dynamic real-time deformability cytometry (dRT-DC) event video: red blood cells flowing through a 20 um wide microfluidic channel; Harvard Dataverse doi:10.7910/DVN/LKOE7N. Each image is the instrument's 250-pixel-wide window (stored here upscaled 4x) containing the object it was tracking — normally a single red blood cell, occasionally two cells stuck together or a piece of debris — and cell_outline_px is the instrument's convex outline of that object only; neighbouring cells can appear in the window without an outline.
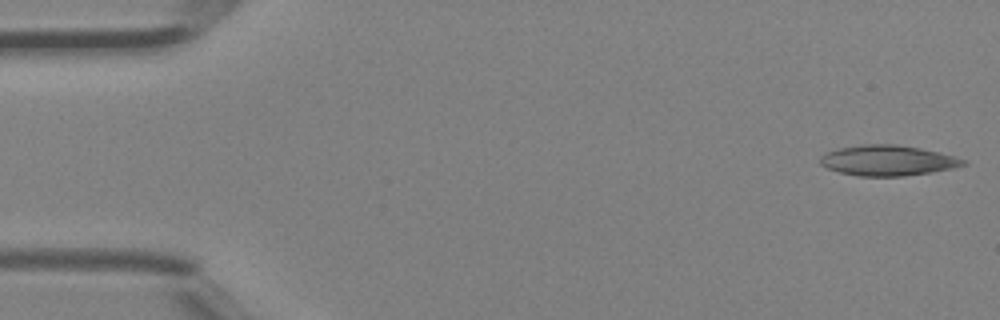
{"species": "Egyptian fruit bat (a non-hibernating species)", "species_latin": "Rousettus aegyptiacus", "temperature_condition": "room temperature", "stored_images_in_passage": 45, "camera_frame_rate_fps": 3000, "um_per_image_px": 0.085, "animal": {"sex": "female"}, "frame": {"image": 1, "passage_image": 1, "time_ms": 0.0, "image_size_px": [1000, 320], "cell_outline_px": [[968, 164], [952, 168], [932, 172], [904, 176], [856, 176], [840, 172], [828, 168], [820, 164], [820, 156], [824, 152], [840, 148], [860, 144], [896, 144], [920, 148], [940, 152], [968, 160]], "centroid_in_image_um": [75.47, 13.63], "position_along_channel_um": 9.5, "area_um2": 25.55}}
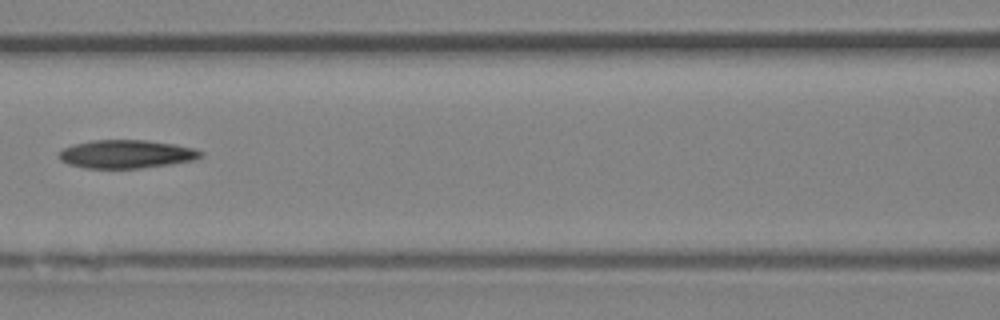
{"frame": {"image": 2, "passage_image": 20, "time_ms": 6.333, "image_size_px": [1000, 320], "cell_outline_px": [[204, 156], [196, 160], [140, 168], [84, 168], [68, 164], [60, 160], [56, 156], [64, 148], [72, 144], [92, 140], [144, 140], [176, 144], [192, 148], [204, 152]], "centroid_in_image_um": [10.73, 13.09], "position_along_channel_um": 155.9, "area_um2": 23.52}}
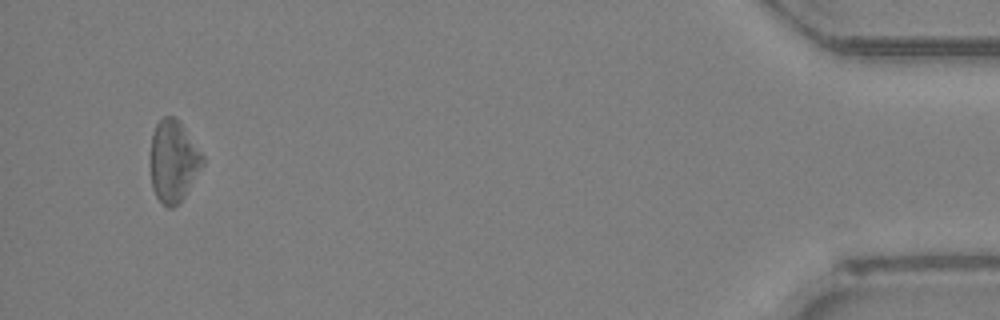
{"frame": {"image": 3, "passage_image": 43, "time_ms": 14.0, "image_size_px": [1000, 320], "cell_outline_px": [[204, 164], [184, 196], [172, 208], [168, 208], [156, 196], [152, 188], [148, 164], [152, 132], [156, 124], [164, 116], [176, 116], [204, 156]], "centroid_in_image_um": [14.69, 13.67], "position_along_channel_um": 420.5, "area_um2": 25.2}}